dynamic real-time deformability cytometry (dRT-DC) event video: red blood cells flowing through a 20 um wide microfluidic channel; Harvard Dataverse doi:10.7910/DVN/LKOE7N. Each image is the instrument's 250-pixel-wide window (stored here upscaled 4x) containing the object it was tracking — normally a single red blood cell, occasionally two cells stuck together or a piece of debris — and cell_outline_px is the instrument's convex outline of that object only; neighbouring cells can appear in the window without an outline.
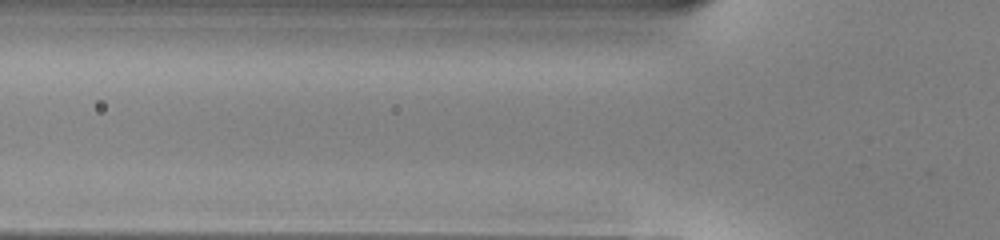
{"species": "common noctule bat (a hibernating species)", "species_latin": "Nyctalus noctula", "temperature_condition": "warm", "stored_images_in_passage": 3, "camera_frame_rate_fps": 3000, "um_per_image_px": 0.085, "animal": {"sex": "male", "body_mass_g": 13.0, "forearm_length_mm": 53.1}, "frame": {"image": 1, "passage_image": 2, "time_ms": 0.333, "image_size_px": [1000, 240], "cell_outline_px": [[404, 44], [396, 52], [384, 52], [260, 48], [252, 44], [248, 40], [284, 36], [348, 36]], "centroid_in_image_um": [27.78, 3.72], "position_along_channel_um": 98.0, "area_um2": 13.24}}